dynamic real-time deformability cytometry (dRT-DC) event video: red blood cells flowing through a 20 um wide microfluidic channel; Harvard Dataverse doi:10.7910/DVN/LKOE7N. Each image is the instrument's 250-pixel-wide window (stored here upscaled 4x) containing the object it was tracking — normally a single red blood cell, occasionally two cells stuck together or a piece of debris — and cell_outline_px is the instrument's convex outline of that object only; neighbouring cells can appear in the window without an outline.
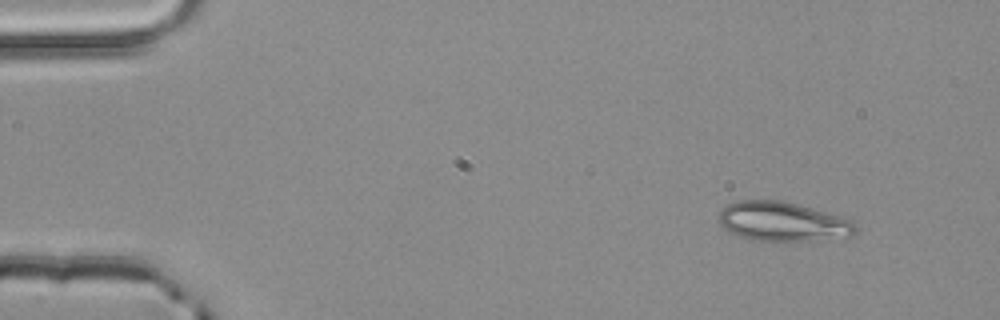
{"species": "common noctule bat (a hibernating species)", "species_latin": "Nyctalus noctula", "temperature_condition": "room temperature", "stored_images_in_passage": 3, "camera_frame_rate_fps": 3000, "um_per_image_px": 0.085, "animal": {"sex": "male", "body_mass_g": 20.4}, "frame": {"image": 1, "passage_image": 1, "time_ms": 0.0, "image_size_px": [1000, 320], "cell_outline_px": [[856, 232], [808, 240], [748, 240], [724, 228], [720, 224], [716, 216], [728, 204], [736, 200], [780, 200], [796, 204], [840, 216], [856, 224]], "centroid_in_image_um": [66.38, 18.8], "position_along_channel_um": 18.6, "area_um2": 30.35}}